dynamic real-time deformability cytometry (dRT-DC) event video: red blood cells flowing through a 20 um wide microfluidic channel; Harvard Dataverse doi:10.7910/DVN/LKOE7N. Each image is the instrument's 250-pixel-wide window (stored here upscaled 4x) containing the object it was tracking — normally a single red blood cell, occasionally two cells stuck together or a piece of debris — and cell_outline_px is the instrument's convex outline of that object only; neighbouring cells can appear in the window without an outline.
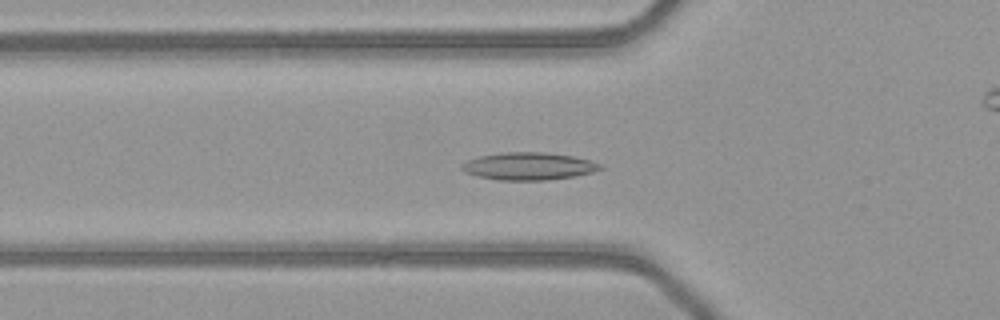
{"species": "common noctule bat (a hibernating species)", "species_latin": "Nyctalus noctula", "temperature_condition": "warm", "stored_images_in_passage": 50, "camera_frame_rate_fps": 3000, "um_per_image_px": 0.085, "animal": {"sex": "female", "body_mass_g": 21.9}, "frame": {"image": 1, "passage_image": 16, "time_ms": 5.0, "image_size_px": [1000, 320], "cell_outline_px": [[604, 168], [592, 172], [572, 176], [544, 180], [496, 180], [476, 176], [464, 172], [460, 168], [460, 164], [468, 160], [480, 156], [504, 152], [544, 152], [572, 156], [592, 160], [604, 164]], "centroid_in_image_um": [44.93, 14.12], "position_along_channel_um": 80.9, "area_um2": 22.31}}
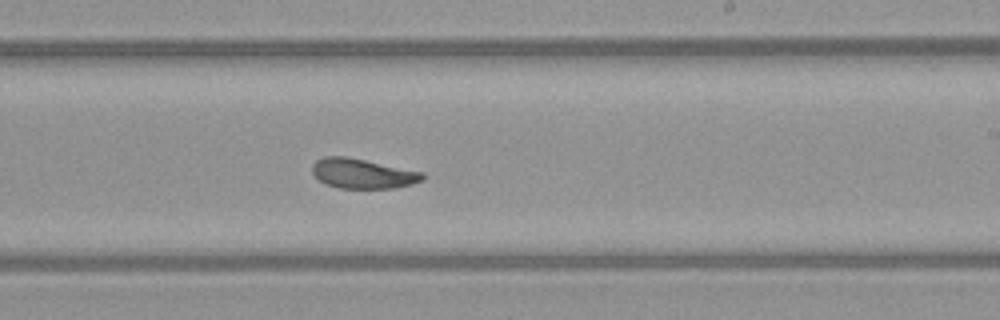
{"frame": {"image": 2, "passage_image": 29, "time_ms": 9.333, "image_size_px": [1000, 320], "cell_outline_px": [[424, 180], [412, 184], [396, 188], [340, 188], [324, 184], [312, 172], [312, 164], [316, 160], [324, 156], [344, 156], [424, 172]], "centroid_in_image_um": [30.82, 14.76], "position_along_channel_um": 258.2, "area_um2": 19.13}}
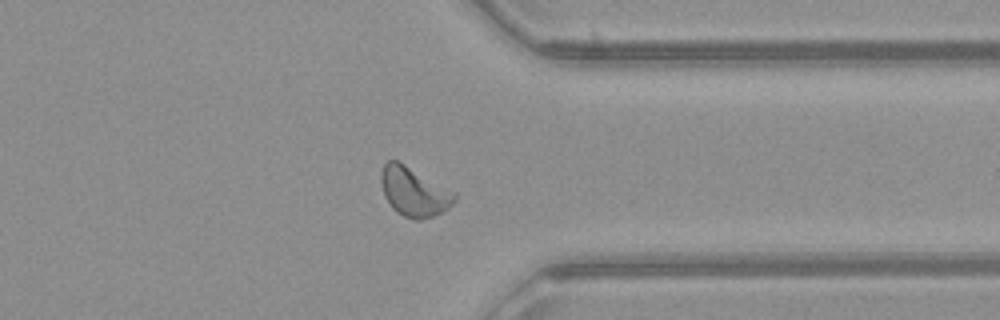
{"frame": {"image": 3, "passage_image": 38, "time_ms": 12.333, "image_size_px": [1000, 320], "cell_outline_px": [[456, 200], [448, 208], [432, 216], [420, 220], [412, 220], [396, 212], [392, 208], [384, 196], [380, 180], [380, 176], [384, 164], [388, 160], [396, 160], [456, 192]], "centroid_in_image_um": [35.17, 16.31], "position_along_channel_um": 376.2, "area_um2": 20.92}, "authors_computed_cell_mechanics": {"area_um2": 20.3745, "velocity_mm_per_s": 4.0652, "shape_relaxation_time_tau1_ms": 6.4203, "shape_relaxation_time_tau2_ms": 1.2579, "deformation_change_tau1": 0.1665, "deformation_change_tau2": 0.0712}}